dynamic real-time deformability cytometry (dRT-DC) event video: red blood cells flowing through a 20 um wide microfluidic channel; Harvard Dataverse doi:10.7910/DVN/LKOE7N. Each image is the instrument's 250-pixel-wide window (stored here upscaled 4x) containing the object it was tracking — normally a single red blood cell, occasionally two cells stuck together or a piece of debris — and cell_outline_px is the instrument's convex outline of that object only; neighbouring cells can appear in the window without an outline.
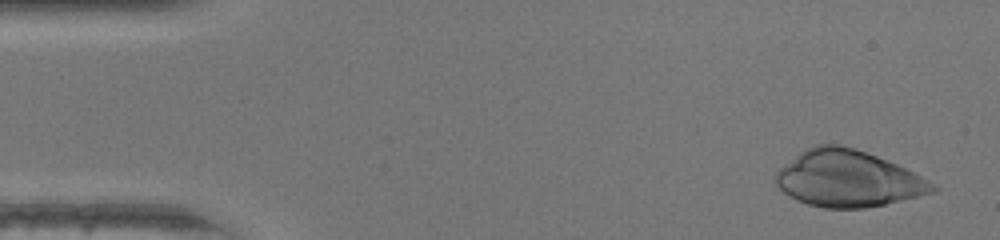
{"species": "human", "species_latin": "Homo sapiens", "temperature_condition": "warm", "stored_images_in_passage": 46, "camera_frame_rate_fps": 3000, "um_per_image_px": 0.085, "donor": {"sex": "female"}, "frame": {"image": 1, "passage_image": 2, "time_ms": 0.333, "image_size_px": [1000, 240], "cell_outline_px": [[940, 188], [932, 192], [884, 204], [864, 208], [824, 208], [808, 204], [796, 200], [788, 196], [776, 184], [772, 176], [780, 168], [800, 152], [816, 144], [840, 144], [856, 148], [896, 164], [920, 176]], "centroid_in_image_um": [72.01, 15.18], "position_along_channel_um": 13.0, "area_um2": 51.1}}
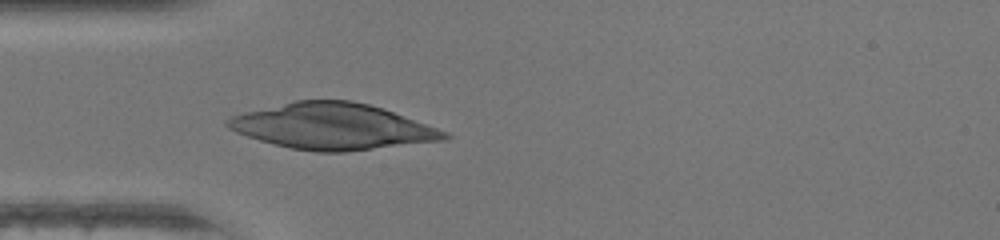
{"frame": {"image": 2, "passage_image": 13, "time_ms": 4.0, "image_size_px": [1000, 240], "cell_outline_px": [[452, 136], [444, 140], [344, 152], [316, 152], [292, 148], [260, 140], [236, 132], [228, 128], [224, 124], [224, 120], [232, 116], [244, 112], [296, 100], [352, 100], [368, 104], [392, 112], [448, 132]], "centroid_in_image_um": [28.23, 10.75], "position_along_channel_um": 56.8, "area_um2": 57.51}}
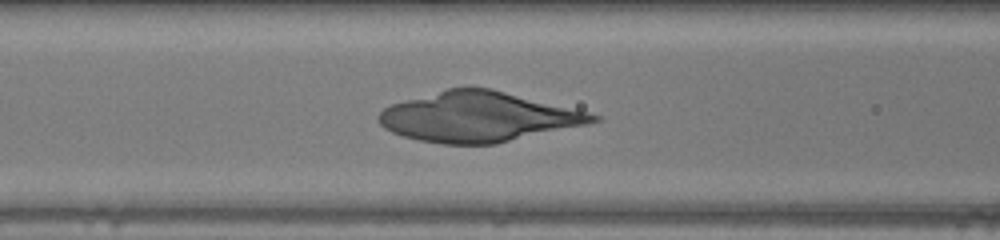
{"frame": {"image": 3, "passage_image": 18, "time_ms": 5.667, "image_size_px": [1000, 240], "cell_outline_px": [[600, 120], [588, 124], [496, 144], [444, 144], [420, 140], [404, 136], [392, 132], [384, 128], [376, 120], [376, 116], [384, 108], [392, 104], [448, 88], [492, 88], [588, 112], [600, 116]], "centroid_in_image_um": [40.65, 9.94], "position_along_channel_um": 126.0, "area_um2": 61.96}}